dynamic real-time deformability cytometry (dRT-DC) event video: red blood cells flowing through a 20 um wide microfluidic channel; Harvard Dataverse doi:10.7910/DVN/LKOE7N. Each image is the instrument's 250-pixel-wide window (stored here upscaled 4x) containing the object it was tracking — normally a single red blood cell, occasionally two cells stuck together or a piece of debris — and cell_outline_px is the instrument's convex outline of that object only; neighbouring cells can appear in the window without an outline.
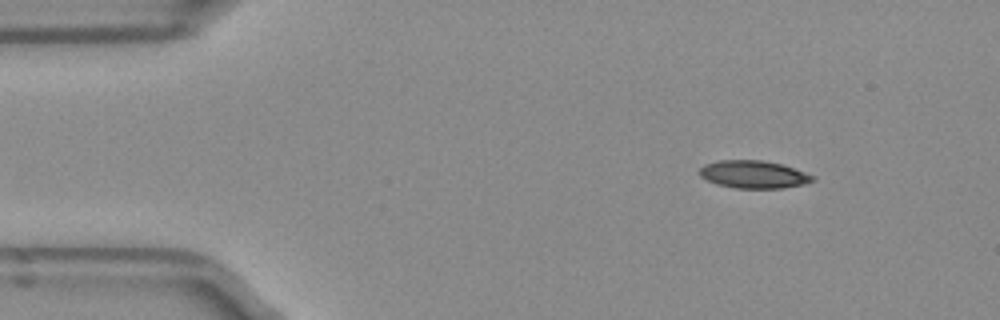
{"species": "Egyptian fruit bat (a non-hibernating species)", "species_latin": "Rousettus aegyptiacus", "temperature_condition": "room temperature", "stored_images_in_passage": 8, "camera_frame_rate_fps": 3000, "um_per_image_px": 0.085, "frame": {"image": 1, "passage_image": 1, "time_ms": 0.0, "image_size_px": [1000, 320], "cell_outline_px": [[816, 180], [804, 184], [784, 188], [736, 188], [716, 184], [700, 176], [700, 168], [704, 164], [716, 160], [760, 160], [780, 164], [816, 176]], "centroid_in_image_um": [64.05, 14.83], "position_along_channel_um": 20.9, "area_um2": 18.21}}